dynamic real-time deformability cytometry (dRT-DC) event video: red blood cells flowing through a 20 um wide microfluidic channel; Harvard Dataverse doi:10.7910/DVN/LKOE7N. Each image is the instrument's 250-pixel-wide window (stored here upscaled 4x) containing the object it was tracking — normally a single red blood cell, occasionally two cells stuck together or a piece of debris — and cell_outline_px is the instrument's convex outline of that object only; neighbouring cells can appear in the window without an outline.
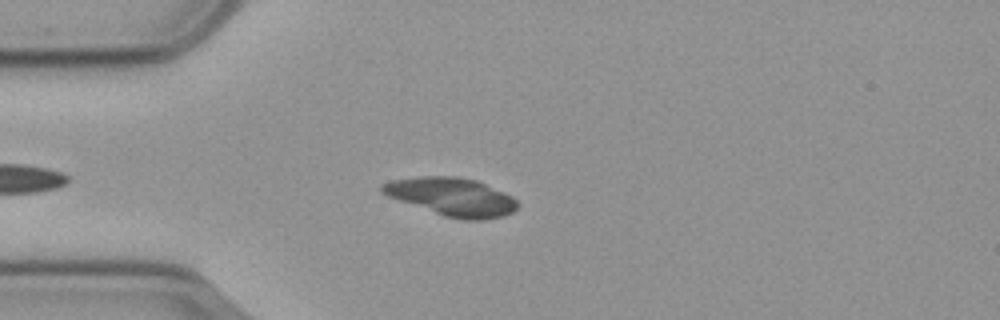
{"species": "common noctule bat (a hibernating species)", "species_latin": "Nyctalus noctula", "temperature_condition": "cold", "stored_images_in_passage": 39, "camera_frame_rate_fps": 3000, "um_per_image_px": 0.085, "animal": {"sex": "male", "body_mass_g": 23.1, "forearm_length_mm": 52.7}, "frame": {"image": 1, "passage_image": 5, "time_ms": 1.333, "image_size_px": [1000, 320], "cell_outline_px": [[520, 204], [512, 212], [504, 216], [484, 220], [460, 220], [444, 216], [388, 196], [380, 192], [380, 184], [392, 180], [424, 176], [456, 176], [476, 180], [504, 192], [512, 196]], "centroid_in_image_um": [38.42, 16.73], "position_along_channel_um": 46.6, "area_um2": 30.06}}